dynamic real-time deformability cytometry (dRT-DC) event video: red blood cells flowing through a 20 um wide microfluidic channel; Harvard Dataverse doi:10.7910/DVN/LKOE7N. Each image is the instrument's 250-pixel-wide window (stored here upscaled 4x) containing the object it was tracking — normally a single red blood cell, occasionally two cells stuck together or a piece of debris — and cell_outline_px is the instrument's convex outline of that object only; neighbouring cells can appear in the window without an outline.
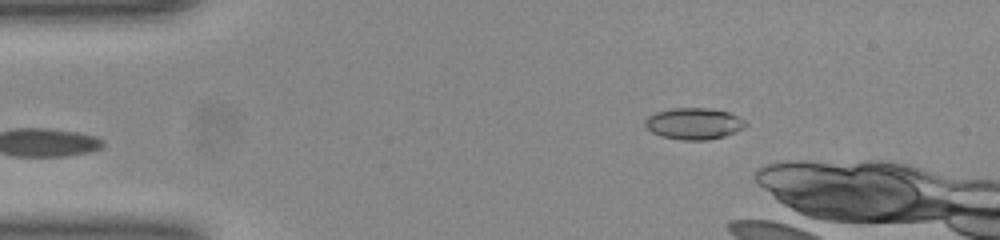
{"species": "common noctule bat (a hibernating species)", "species_latin": "Nyctalus noctula", "temperature_condition": "room temperature", "stored_images_in_passage": 33, "camera_frame_rate_fps": 3000, "um_per_image_px": 0.085, "animal": {"sex": "female", "body_mass_g": 23.0, "forearm_length_mm": 53.4}, "frame": {"image": 1, "passage_image": 1, "time_ms": 0.0, "image_size_px": [1000, 240], "cell_outline_px": [[748, 124], [744, 128], [736, 132], [724, 136], [708, 140], [684, 140], [660, 136], [652, 132], [644, 124], [644, 120], [648, 116], [656, 112], [672, 108], [708, 108], [728, 112], [744, 120]], "centroid_in_image_um": [58.98, 10.51], "position_along_channel_um": 26.0, "area_um2": 18.44}}
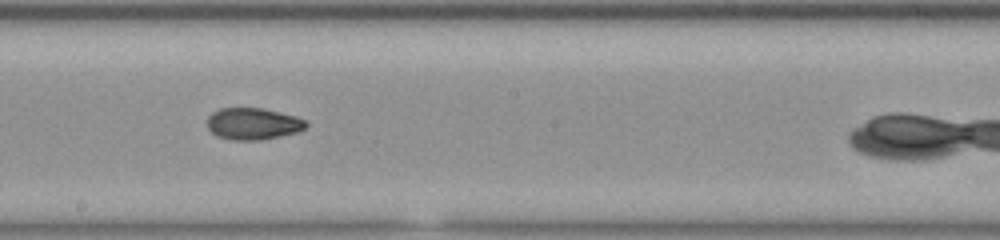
{"frame": {"image": 2, "passage_image": 21, "time_ms": 6.667, "image_size_px": [1000, 240], "cell_outline_px": [[308, 124], [304, 128], [296, 132], [280, 136], [260, 140], [232, 140], [216, 136], [208, 128], [208, 116], [212, 112], [220, 108], [264, 108], [296, 116], [304, 120]], "centroid_in_image_um": [21.49, 10.51], "position_along_channel_um": 226.7, "area_um2": 18.26}}
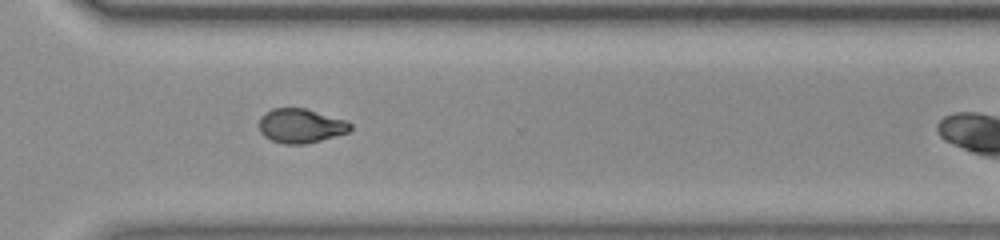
{"frame": {"image": 3, "passage_image": 30, "time_ms": 9.667, "image_size_px": [1000, 240], "cell_outline_px": [[352, 128], [348, 132], [320, 140], [304, 144], [284, 144], [272, 140], [264, 136], [260, 132], [260, 116], [264, 112], [272, 108], [304, 108], [348, 120], [352, 124]], "centroid_in_image_um": [25.57, 10.68], "position_along_channel_um": 345.0, "area_um2": 18.26}, "authors_computed_cell_mechanics": {"area_um2": 18.3226, "velocity_mm_per_s": 3.9413, "shape_relaxation_time_tau1_ms": null, "shape_relaxation_time_tau2_ms": 3.0346, "deformation_change_tau1": null, "deformation_change_tau2": 0.0834}}